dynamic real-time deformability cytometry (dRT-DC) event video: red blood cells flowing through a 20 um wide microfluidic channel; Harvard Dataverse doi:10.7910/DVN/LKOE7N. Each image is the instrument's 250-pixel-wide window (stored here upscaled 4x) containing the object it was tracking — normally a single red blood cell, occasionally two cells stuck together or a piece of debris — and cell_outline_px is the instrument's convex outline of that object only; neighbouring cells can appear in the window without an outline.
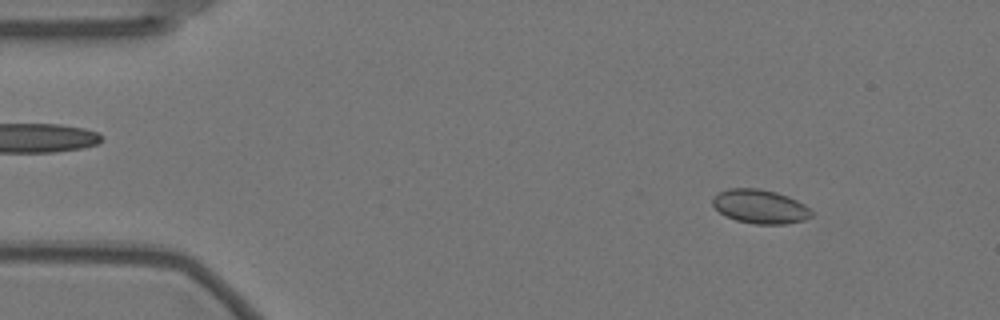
{"species": "Egyptian fruit bat (a non-hibernating species)", "species_latin": "Rousettus aegyptiacus", "temperature_condition": "warm", "stored_images_in_passage": 54, "camera_frame_rate_fps": 3000, "um_per_image_px": 0.085, "animal": {"sex": "female"}, "frame": {"image": 1, "passage_image": 4, "time_ms": 1.0, "image_size_px": [1000, 320], "cell_outline_px": [[812, 216], [804, 220], [784, 224], [756, 224], [736, 220], [724, 216], [712, 204], [712, 196], [728, 188], [756, 188], [776, 192], [788, 196], [804, 204], [812, 212]], "centroid_in_image_um": [64.58, 17.55], "position_along_channel_um": 20.4, "area_um2": 19.54}}
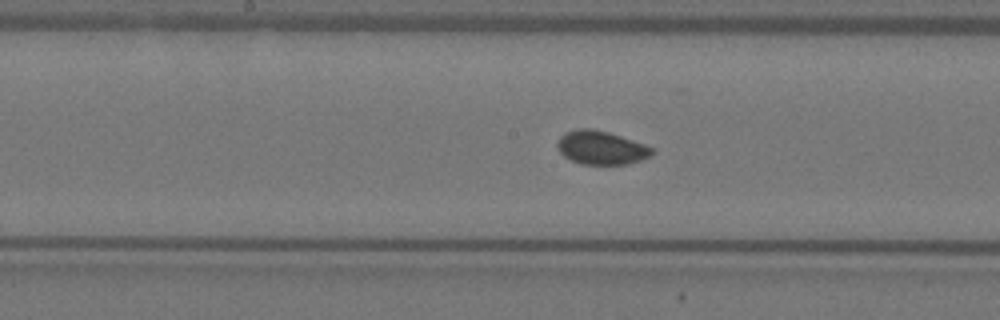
{"frame": {"image": 2, "passage_image": 26, "time_ms": 8.333, "image_size_px": [1000, 320], "cell_outline_px": [[656, 152], [652, 156], [628, 164], [580, 164], [564, 156], [556, 148], [556, 144], [560, 136], [564, 132], [576, 128], [592, 128], [608, 132], [656, 148]], "centroid_in_image_um": [51.1, 12.55], "position_along_channel_um": 197.1, "area_um2": 18.79}}
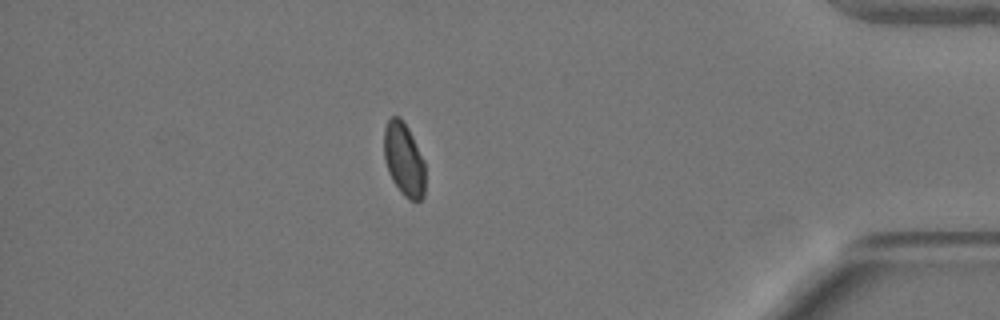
{"frame": {"image": 3, "passage_image": 47, "time_ms": 15.333, "image_size_px": [1000, 320], "cell_outline_px": [[424, 196], [420, 200], [408, 200], [400, 192], [392, 180], [388, 172], [384, 160], [384, 128], [388, 120], [392, 116], [400, 116], [408, 128], [424, 160]], "centroid_in_image_um": [34.31, 13.55], "position_along_channel_um": 400.9, "area_um2": 17.63}}